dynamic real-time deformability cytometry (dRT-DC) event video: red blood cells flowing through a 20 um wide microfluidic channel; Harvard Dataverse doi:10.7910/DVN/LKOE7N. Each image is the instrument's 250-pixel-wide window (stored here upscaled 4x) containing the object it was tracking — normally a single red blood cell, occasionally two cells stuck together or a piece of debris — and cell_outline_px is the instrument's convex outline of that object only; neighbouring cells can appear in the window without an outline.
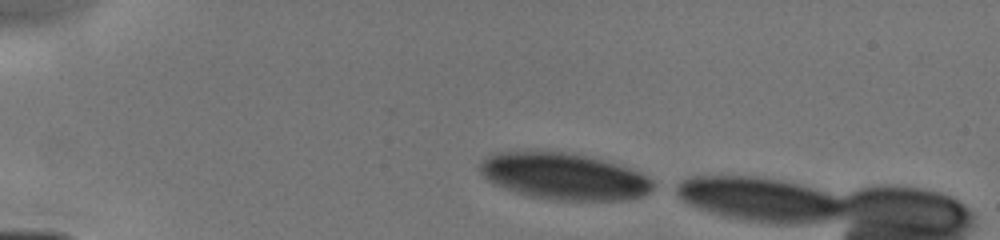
{"species": "human", "species_latin": "Homo sapiens", "temperature_condition": "cold", "stored_images_in_passage": 6, "camera_frame_rate_fps": 3000, "um_per_image_px": 0.085, "donor": {"sex": "male"}, "frame": {"image": 1, "passage_image": 1, "time_ms": 0.0, "image_size_px": [1000, 240], "cell_outline_px": [[660, 184], [644, 196], [628, 200], [556, 200], [528, 196], [492, 184], [480, 172], [480, 164], [488, 156], [500, 152], [564, 152], [588, 156], [620, 164], [640, 172], [648, 176]], "centroid_in_image_um": [48.04, 15.01], "position_along_channel_um": 37.0, "area_um2": 47.28}}